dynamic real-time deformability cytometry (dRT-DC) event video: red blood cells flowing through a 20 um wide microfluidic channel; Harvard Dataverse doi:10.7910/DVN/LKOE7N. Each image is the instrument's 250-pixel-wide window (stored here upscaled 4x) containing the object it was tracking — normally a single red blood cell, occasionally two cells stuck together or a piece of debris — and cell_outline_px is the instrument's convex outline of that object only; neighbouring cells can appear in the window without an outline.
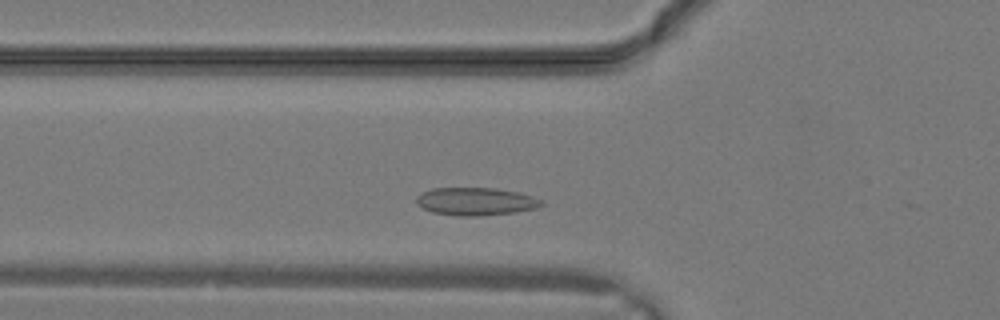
{"species": "common noctule bat (a hibernating species)", "species_latin": "Nyctalus noctula", "temperature_condition": "warm", "stored_images_in_passage": 14, "camera_frame_rate_fps": 3000, "um_per_image_px": 0.085, "animal": {"sex": "male", "body_mass_g": 19.2, "forearm_length_mm": 51.8}, "frame": {"image": 1, "passage_image": 2, "time_ms": 0.333, "image_size_px": [1000, 320], "cell_outline_px": [[544, 204], [536, 208], [516, 212], [480, 216], [460, 216], [432, 212], [416, 204], [416, 196], [432, 188], [496, 188], [520, 192], [544, 200]], "centroid_in_image_um": [40.47, 17.12], "position_along_channel_um": 85.3, "area_um2": 20.4}}
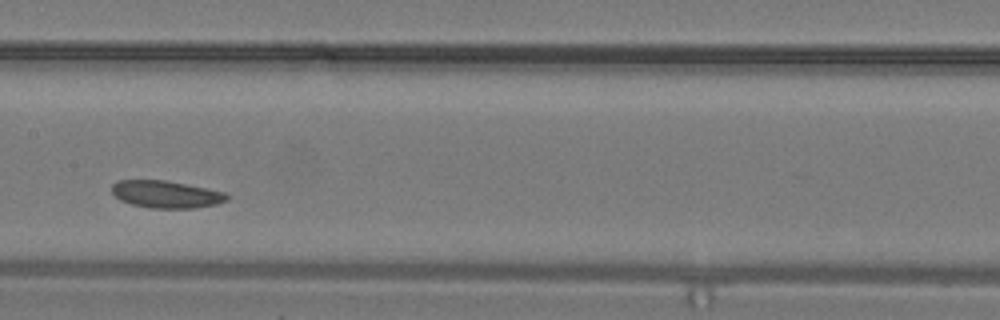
{"frame": {"image": 2, "passage_image": 7, "time_ms": 2.0, "image_size_px": [1000, 320], "cell_outline_px": [[228, 200], [216, 204], [192, 208], [148, 208], [132, 204], [120, 200], [112, 192], [112, 184], [116, 180], [164, 180], [224, 192], [228, 196]], "centroid_in_image_um": [14.07, 16.52], "position_along_channel_um": 193.3, "area_um2": 18.09}}
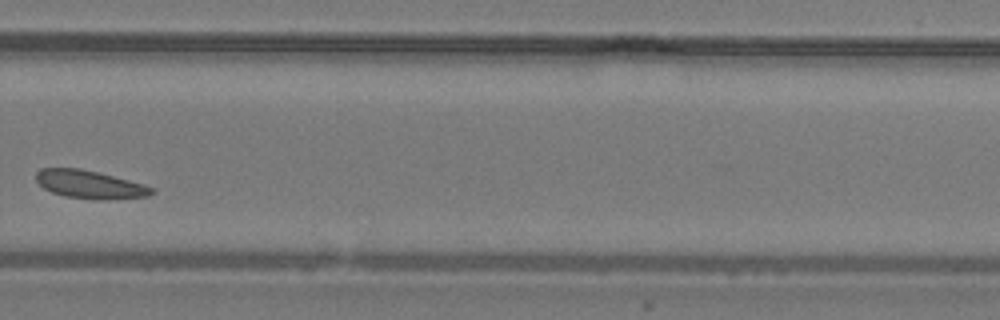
{"frame": {"image": 3, "passage_image": 13, "time_ms": 4.0, "image_size_px": [1000, 320], "cell_outline_px": [[156, 192], [148, 196], [100, 200], [64, 196], [52, 192], [44, 188], [36, 180], [36, 172], [40, 168], [80, 168], [144, 184], [152, 188]], "centroid_in_image_um": [7.61, 15.68], "position_along_channel_um": 322.2, "area_um2": 18.73}}